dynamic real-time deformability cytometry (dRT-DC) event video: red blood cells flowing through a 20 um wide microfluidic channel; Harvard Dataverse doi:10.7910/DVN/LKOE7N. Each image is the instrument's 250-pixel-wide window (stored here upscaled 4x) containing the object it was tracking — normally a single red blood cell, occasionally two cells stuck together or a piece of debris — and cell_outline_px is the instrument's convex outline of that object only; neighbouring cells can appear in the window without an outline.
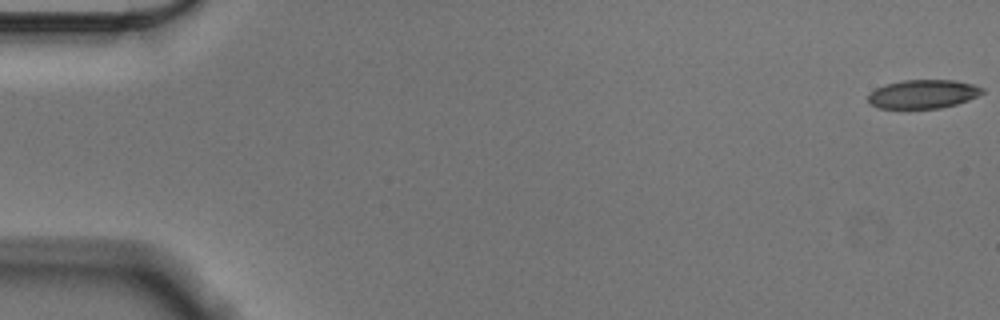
{"species": "Egyptian fruit bat (a non-hibernating species)", "species_latin": "Rousettus aegyptiacus", "temperature_condition": "cold", "stored_images_in_passage": 57, "camera_frame_rate_fps": 3000, "um_per_image_px": 0.085, "animal": {"sex": "male"}, "frame": {"image": 1, "passage_image": 1, "time_ms": 0.0, "image_size_px": [1000, 320], "cell_outline_px": [[984, 92], [968, 100], [956, 104], [940, 108], [876, 108], [868, 100], [868, 96], [876, 88], [884, 84], [904, 80], [956, 80], [972, 84], [984, 88]], "centroid_in_image_um": [78.46, 7.99], "position_along_channel_um": 6.5, "area_um2": 19.02}}
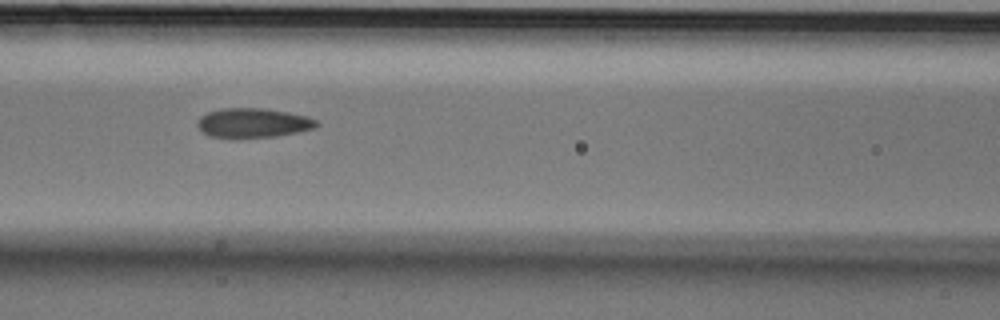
{"frame": {"image": 2, "passage_image": 25, "time_ms": 8.0, "image_size_px": [1000, 320], "cell_outline_px": [[320, 124], [316, 128], [276, 136], [232, 140], [208, 136], [196, 124], [196, 120], [200, 116], [208, 112], [220, 108], [264, 108], [288, 112], [308, 116], [316, 120]], "centroid_in_image_um": [21.48, 10.47], "position_along_channel_um": 145.1, "area_um2": 21.1}}
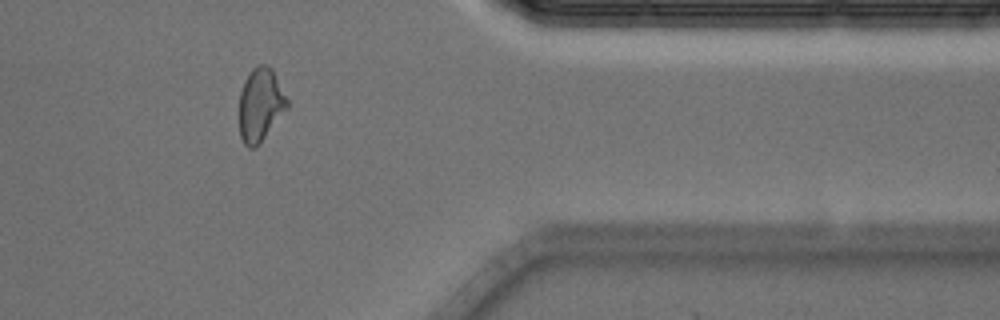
{"frame": {"image": 3, "passage_image": 47, "time_ms": 15.333, "image_size_px": [1000, 320], "cell_outline_px": [[288, 108], [260, 144], [256, 148], [248, 148], [244, 144], [240, 136], [240, 92], [244, 80], [252, 68], [256, 64], [264, 64], [272, 68], [288, 100]], "centroid_in_image_um": [22.14, 8.91], "position_along_channel_um": 389.3, "area_um2": 20.63}, "authors_computed_cell_mechanics": {"area_um2": 20.4612, "velocity_mm_per_s": 3.5609, "shape_relaxation_time_tau1_ms": 6.4936, "shape_relaxation_time_tau2_ms": 2.2114, "deformation_change_tau1": 0.1267, "deformation_change_tau2": 0.0803}}